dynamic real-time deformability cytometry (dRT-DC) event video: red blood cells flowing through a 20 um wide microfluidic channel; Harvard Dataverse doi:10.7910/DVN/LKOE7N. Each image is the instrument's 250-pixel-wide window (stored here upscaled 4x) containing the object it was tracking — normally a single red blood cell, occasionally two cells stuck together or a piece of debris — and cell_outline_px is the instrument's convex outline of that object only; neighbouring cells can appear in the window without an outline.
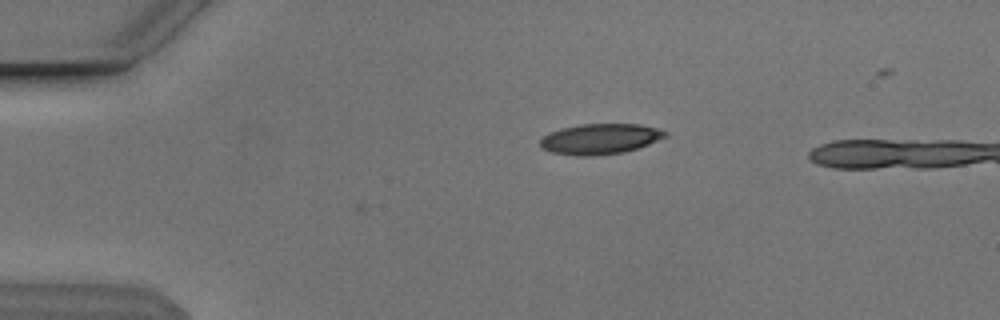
{"species": "Egyptian fruit bat (a non-hibernating species)", "species_latin": "Rousettus aegyptiacus", "temperature_condition": "cold", "stored_images_in_passage": 4, "camera_frame_rate_fps": 3000, "um_per_image_px": 0.085, "animal": {"sex": "male"}, "frame": {"image": 1, "passage_image": 4, "time_ms": 1.0, "image_size_px": [1000, 320], "cell_outline_px": [[668, 136], [648, 144], [624, 152], [592, 156], [576, 156], [552, 152], [540, 148], [540, 140], [548, 132], [580, 124], [640, 124], [656, 128], [668, 132]], "centroid_in_image_um": [51.0, 11.81], "position_along_channel_um": 34.0, "area_um2": 22.2}}